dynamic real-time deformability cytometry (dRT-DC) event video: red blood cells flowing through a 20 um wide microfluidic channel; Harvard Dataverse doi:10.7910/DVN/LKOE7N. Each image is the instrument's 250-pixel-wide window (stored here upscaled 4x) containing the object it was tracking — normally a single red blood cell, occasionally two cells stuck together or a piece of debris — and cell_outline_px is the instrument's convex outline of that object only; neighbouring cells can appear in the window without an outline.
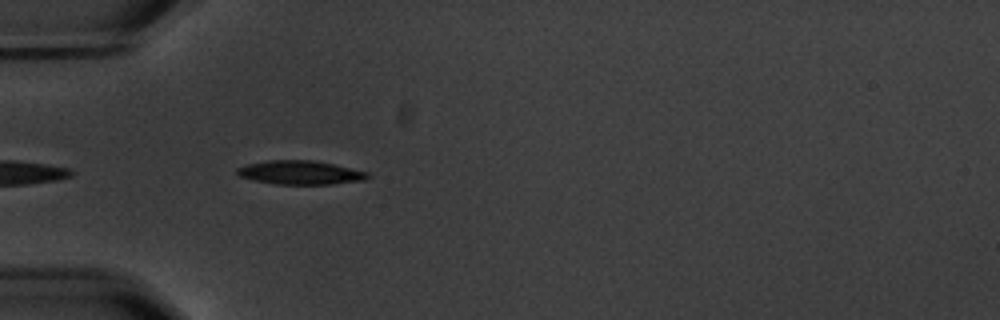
{"species": "common noctule bat (a hibernating species)", "species_latin": "Nyctalus noctula", "temperature_condition": "warm", "stored_images_in_passage": 5, "camera_frame_rate_fps": 3000, "um_per_image_px": 0.085, "animal": {"sex": "male", "body_mass_g": 20.1, "forearm_length_mm": 53.5}, "frame": {"image": 1, "passage_image": 5, "time_ms": 5.0, "image_size_px": [1000, 320], "cell_outline_px": [[372, 176], [364, 180], [332, 184], [276, 184], [256, 180], [240, 176], [236, 172], [236, 168], [248, 164], [268, 160], [312, 160], [332, 164], [368, 172]], "centroid_in_image_um": [25.54, 14.66], "position_along_channel_um": 59.5, "area_um2": 17.92}}